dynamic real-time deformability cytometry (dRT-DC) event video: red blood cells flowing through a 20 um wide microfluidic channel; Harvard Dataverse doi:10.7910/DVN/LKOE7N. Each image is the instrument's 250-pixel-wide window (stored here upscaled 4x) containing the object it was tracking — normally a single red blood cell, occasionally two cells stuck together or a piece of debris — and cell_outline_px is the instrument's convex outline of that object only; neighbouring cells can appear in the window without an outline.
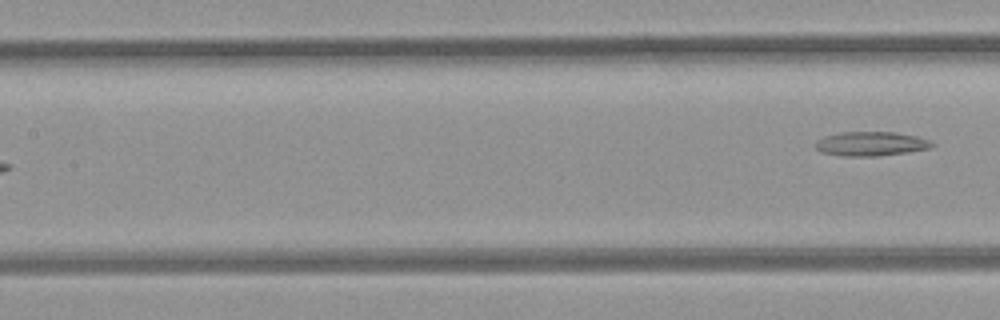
{"species": "common noctule bat (a hibernating species)", "species_latin": "Nyctalus noctula", "temperature_condition": "room temperature", "stored_images_in_passage": 7, "segment_of_instrument_passage": [2, 2], "camera_frame_rate_fps": 3000, "um_per_image_px": 0.085, "animal": {"sex": "female", "body_mass_g": 21.9}, "frame": {"image": 1, "passage_image": 7, "time_ms": 2.0, "image_size_px": [1000, 320], "cell_outline_px": [[936, 144], [932, 148], [908, 152], [876, 156], [844, 156], [820, 152], [816, 148], [816, 140], [824, 136], [840, 132], [892, 132], [916, 136], [928, 140]], "centroid_in_image_um": [74.02, 12.22], "position_along_channel_um": 133.4, "area_um2": 16.47}}